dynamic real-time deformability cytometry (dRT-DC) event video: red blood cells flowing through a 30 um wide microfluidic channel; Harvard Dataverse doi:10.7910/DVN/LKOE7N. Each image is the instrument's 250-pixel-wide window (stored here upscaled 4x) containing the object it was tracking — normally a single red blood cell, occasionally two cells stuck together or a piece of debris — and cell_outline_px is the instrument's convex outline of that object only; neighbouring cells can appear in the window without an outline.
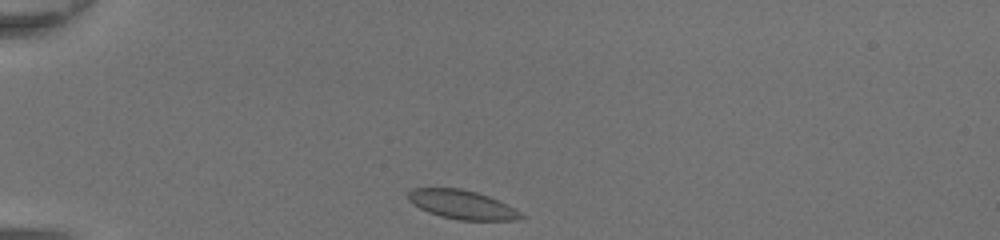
{"species": "common noctule bat (a hibernating species)", "species_latin": "Nyctalus noctula", "temperature_condition": "room temperature", "stored_images_in_passage": 31, "camera_frame_rate_fps": 3000, "um_per_image_px": 0.085, "animal": {"sex": "female", "body_mass_g": 20.0, "forearm_length_mm": 54.0}, "frame": {"image": 1, "passage_image": 1, "time_ms": 0.0, "image_size_px": [1000, 240], "cell_outline_px": [[524, 216], [516, 220], [460, 220], [440, 216], [428, 212], [412, 204], [408, 200], [408, 192], [412, 188], [460, 188], [476, 192], [500, 200], [508, 204], [520, 212]], "centroid_in_image_um": [39.26, 17.39], "position_along_channel_um": 45.7, "area_um2": 19.02}}
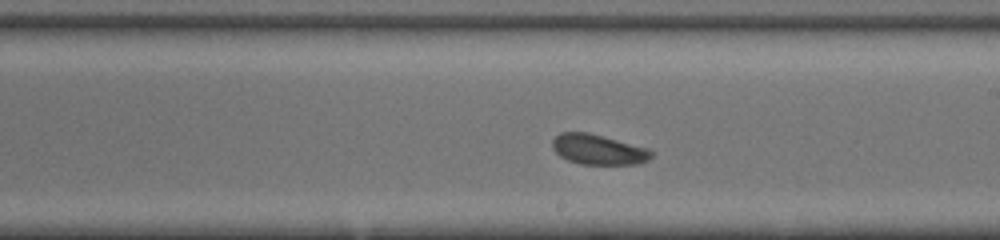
{"frame": {"image": 2, "passage_image": 17, "time_ms": 5.333, "image_size_px": [1000, 240], "cell_outline_px": [[652, 156], [648, 160], [636, 164], [580, 164], [568, 160], [560, 156], [552, 148], [552, 140], [560, 132], [588, 132], [652, 148]], "centroid_in_image_um": [50.88, 12.7], "position_along_channel_um": 238.1, "area_um2": 17.63}}
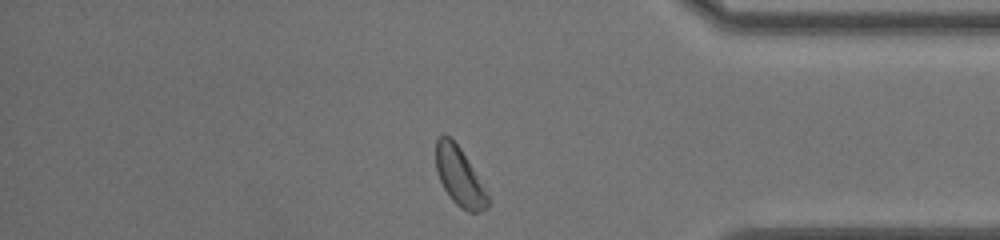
{"frame": {"image": 3, "passage_image": 29, "time_ms": 9.333, "image_size_px": [1000, 240], "cell_outline_px": [[492, 200], [488, 208], [480, 212], [468, 212], [460, 208], [452, 200], [444, 188], [436, 172], [436, 140], [440, 136], [448, 136], [460, 148]], "centroid_in_image_um": [39.08, 15.08], "position_along_channel_um": 396.1, "area_um2": 17.57}, "authors_computed_cell_mechanics": {"area_um2": 17.7446, "velocity_mm_per_s": 4.358, "shape_relaxation_time_tau1_ms": 2.8254, "shape_relaxation_time_tau2_ms": null, "deformation_change_tau1": 0.0655, "deformation_change_tau2": null}}